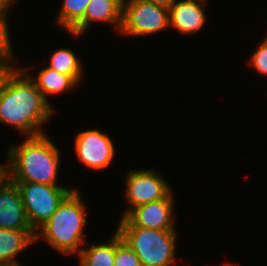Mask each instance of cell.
<instances>
[{
	"mask_svg": "<svg viewBox=\"0 0 267 266\" xmlns=\"http://www.w3.org/2000/svg\"><path fill=\"white\" fill-rule=\"evenodd\" d=\"M4 165H5V164H1V163H0V179H1V178L3 177V175L5 174Z\"/></svg>",
	"mask_w": 267,
	"mask_h": 266,
	"instance_id": "cell-24",
	"label": "cell"
},
{
	"mask_svg": "<svg viewBox=\"0 0 267 266\" xmlns=\"http://www.w3.org/2000/svg\"><path fill=\"white\" fill-rule=\"evenodd\" d=\"M15 0H0V18L7 16L8 9Z\"/></svg>",
	"mask_w": 267,
	"mask_h": 266,
	"instance_id": "cell-22",
	"label": "cell"
},
{
	"mask_svg": "<svg viewBox=\"0 0 267 266\" xmlns=\"http://www.w3.org/2000/svg\"><path fill=\"white\" fill-rule=\"evenodd\" d=\"M251 58V65L255 71L267 76V36L263 38L261 43L258 42L256 51L253 52Z\"/></svg>",
	"mask_w": 267,
	"mask_h": 266,
	"instance_id": "cell-20",
	"label": "cell"
},
{
	"mask_svg": "<svg viewBox=\"0 0 267 266\" xmlns=\"http://www.w3.org/2000/svg\"><path fill=\"white\" fill-rule=\"evenodd\" d=\"M125 199L129 208L124 210L125 217L133 208L166 198L172 188L164 177L151 169H131L126 175Z\"/></svg>",
	"mask_w": 267,
	"mask_h": 266,
	"instance_id": "cell-7",
	"label": "cell"
},
{
	"mask_svg": "<svg viewBox=\"0 0 267 266\" xmlns=\"http://www.w3.org/2000/svg\"><path fill=\"white\" fill-rule=\"evenodd\" d=\"M31 78L49 104L48 95H58L79 84L72 76L61 74L48 66L39 71L36 79Z\"/></svg>",
	"mask_w": 267,
	"mask_h": 266,
	"instance_id": "cell-14",
	"label": "cell"
},
{
	"mask_svg": "<svg viewBox=\"0 0 267 266\" xmlns=\"http://www.w3.org/2000/svg\"><path fill=\"white\" fill-rule=\"evenodd\" d=\"M142 1L153 3L155 5H159L168 9L176 2V0H142Z\"/></svg>",
	"mask_w": 267,
	"mask_h": 266,
	"instance_id": "cell-23",
	"label": "cell"
},
{
	"mask_svg": "<svg viewBox=\"0 0 267 266\" xmlns=\"http://www.w3.org/2000/svg\"><path fill=\"white\" fill-rule=\"evenodd\" d=\"M78 159L94 170L107 168L115 155V146L109 135L98 129L84 130L75 137Z\"/></svg>",
	"mask_w": 267,
	"mask_h": 266,
	"instance_id": "cell-9",
	"label": "cell"
},
{
	"mask_svg": "<svg viewBox=\"0 0 267 266\" xmlns=\"http://www.w3.org/2000/svg\"><path fill=\"white\" fill-rule=\"evenodd\" d=\"M174 194L133 208L118 226H136L145 229L176 230L174 222Z\"/></svg>",
	"mask_w": 267,
	"mask_h": 266,
	"instance_id": "cell-8",
	"label": "cell"
},
{
	"mask_svg": "<svg viewBox=\"0 0 267 266\" xmlns=\"http://www.w3.org/2000/svg\"><path fill=\"white\" fill-rule=\"evenodd\" d=\"M121 0H90L83 20L70 32L75 38L89 28L91 22L112 23L118 32L122 23Z\"/></svg>",
	"mask_w": 267,
	"mask_h": 266,
	"instance_id": "cell-12",
	"label": "cell"
},
{
	"mask_svg": "<svg viewBox=\"0 0 267 266\" xmlns=\"http://www.w3.org/2000/svg\"><path fill=\"white\" fill-rule=\"evenodd\" d=\"M170 26L169 9L142 0L122 3L120 33L139 37L153 35Z\"/></svg>",
	"mask_w": 267,
	"mask_h": 266,
	"instance_id": "cell-6",
	"label": "cell"
},
{
	"mask_svg": "<svg viewBox=\"0 0 267 266\" xmlns=\"http://www.w3.org/2000/svg\"><path fill=\"white\" fill-rule=\"evenodd\" d=\"M205 4V0H176L169 8L170 26L183 35L197 33L208 19L204 13Z\"/></svg>",
	"mask_w": 267,
	"mask_h": 266,
	"instance_id": "cell-11",
	"label": "cell"
},
{
	"mask_svg": "<svg viewBox=\"0 0 267 266\" xmlns=\"http://www.w3.org/2000/svg\"><path fill=\"white\" fill-rule=\"evenodd\" d=\"M80 192L72 190L64 197L50 219L37 231L35 241L40 237L64 255L79 254L81 244H85L84 226L87 222L85 216L86 203L81 200Z\"/></svg>",
	"mask_w": 267,
	"mask_h": 266,
	"instance_id": "cell-3",
	"label": "cell"
},
{
	"mask_svg": "<svg viewBox=\"0 0 267 266\" xmlns=\"http://www.w3.org/2000/svg\"><path fill=\"white\" fill-rule=\"evenodd\" d=\"M12 61H0V95L4 91L8 81L13 74L20 68L12 65Z\"/></svg>",
	"mask_w": 267,
	"mask_h": 266,
	"instance_id": "cell-21",
	"label": "cell"
},
{
	"mask_svg": "<svg viewBox=\"0 0 267 266\" xmlns=\"http://www.w3.org/2000/svg\"><path fill=\"white\" fill-rule=\"evenodd\" d=\"M113 266H142L135 252L115 233V260Z\"/></svg>",
	"mask_w": 267,
	"mask_h": 266,
	"instance_id": "cell-18",
	"label": "cell"
},
{
	"mask_svg": "<svg viewBox=\"0 0 267 266\" xmlns=\"http://www.w3.org/2000/svg\"><path fill=\"white\" fill-rule=\"evenodd\" d=\"M20 67L0 95V123L18 130L26 137L44 134L42 124L49 121L54 109L43 97L28 72Z\"/></svg>",
	"mask_w": 267,
	"mask_h": 266,
	"instance_id": "cell-1",
	"label": "cell"
},
{
	"mask_svg": "<svg viewBox=\"0 0 267 266\" xmlns=\"http://www.w3.org/2000/svg\"><path fill=\"white\" fill-rule=\"evenodd\" d=\"M46 133L26 137L18 145L7 149L5 175L13 182H36L51 186L57 184L60 151Z\"/></svg>",
	"mask_w": 267,
	"mask_h": 266,
	"instance_id": "cell-2",
	"label": "cell"
},
{
	"mask_svg": "<svg viewBox=\"0 0 267 266\" xmlns=\"http://www.w3.org/2000/svg\"><path fill=\"white\" fill-rule=\"evenodd\" d=\"M109 242L92 244L89 248L81 249L77 254L79 266H113L115 260V234Z\"/></svg>",
	"mask_w": 267,
	"mask_h": 266,
	"instance_id": "cell-15",
	"label": "cell"
},
{
	"mask_svg": "<svg viewBox=\"0 0 267 266\" xmlns=\"http://www.w3.org/2000/svg\"><path fill=\"white\" fill-rule=\"evenodd\" d=\"M0 228L33 230L25 212L19 187L5 174L0 179Z\"/></svg>",
	"mask_w": 267,
	"mask_h": 266,
	"instance_id": "cell-10",
	"label": "cell"
},
{
	"mask_svg": "<svg viewBox=\"0 0 267 266\" xmlns=\"http://www.w3.org/2000/svg\"><path fill=\"white\" fill-rule=\"evenodd\" d=\"M19 187L30 226L36 232L56 211L60 202L72 190L36 182H15Z\"/></svg>",
	"mask_w": 267,
	"mask_h": 266,
	"instance_id": "cell-5",
	"label": "cell"
},
{
	"mask_svg": "<svg viewBox=\"0 0 267 266\" xmlns=\"http://www.w3.org/2000/svg\"><path fill=\"white\" fill-rule=\"evenodd\" d=\"M7 16L0 18V61L14 60Z\"/></svg>",
	"mask_w": 267,
	"mask_h": 266,
	"instance_id": "cell-19",
	"label": "cell"
},
{
	"mask_svg": "<svg viewBox=\"0 0 267 266\" xmlns=\"http://www.w3.org/2000/svg\"><path fill=\"white\" fill-rule=\"evenodd\" d=\"M177 230L118 226L116 232L135 252L142 266H171L175 261Z\"/></svg>",
	"mask_w": 267,
	"mask_h": 266,
	"instance_id": "cell-4",
	"label": "cell"
},
{
	"mask_svg": "<svg viewBox=\"0 0 267 266\" xmlns=\"http://www.w3.org/2000/svg\"><path fill=\"white\" fill-rule=\"evenodd\" d=\"M55 71L72 76L78 83L83 78V66L75 53L68 48L56 49L51 54L49 66Z\"/></svg>",
	"mask_w": 267,
	"mask_h": 266,
	"instance_id": "cell-16",
	"label": "cell"
},
{
	"mask_svg": "<svg viewBox=\"0 0 267 266\" xmlns=\"http://www.w3.org/2000/svg\"><path fill=\"white\" fill-rule=\"evenodd\" d=\"M34 230H9L0 228V266H21L16 256L33 242Z\"/></svg>",
	"mask_w": 267,
	"mask_h": 266,
	"instance_id": "cell-13",
	"label": "cell"
},
{
	"mask_svg": "<svg viewBox=\"0 0 267 266\" xmlns=\"http://www.w3.org/2000/svg\"><path fill=\"white\" fill-rule=\"evenodd\" d=\"M89 2L90 0H63L57 17L60 31L70 33L81 22Z\"/></svg>",
	"mask_w": 267,
	"mask_h": 266,
	"instance_id": "cell-17",
	"label": "cell"
}]
</instances>
